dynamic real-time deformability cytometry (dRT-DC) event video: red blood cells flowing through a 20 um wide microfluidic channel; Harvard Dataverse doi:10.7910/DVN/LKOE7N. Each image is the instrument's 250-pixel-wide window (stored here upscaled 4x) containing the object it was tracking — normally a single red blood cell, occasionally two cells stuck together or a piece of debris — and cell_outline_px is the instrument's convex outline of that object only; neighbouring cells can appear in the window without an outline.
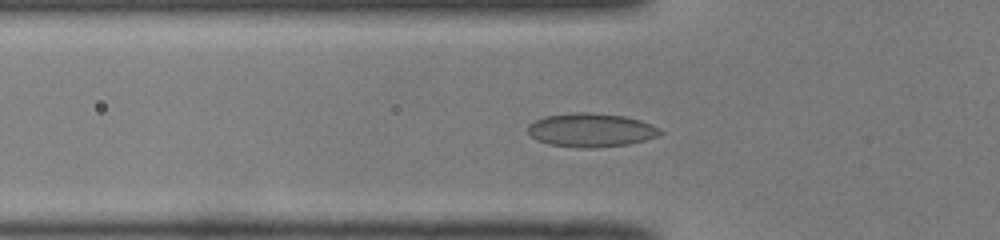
{"species": "common noctule bat (a hibernating species)", "species_latin": "Nyctalus noctula", "temperature_condition": "room temperature", "stored_images_in_passage": 32, "camera_frame_rate_fps": 3000, "um_per_image_px": 0.085, "animal": {"sex": "male", "body_mass_g": 19.0, "forearm_length_mm": 50.8}, "frame": {"image": 1, "passage_image": 2, "time_ms": 0.333, "image_size_px": [1000, 240], "cell_outline_px": [[664, 132], [660, 136], [628, 144], [588, 148], [580, 148], [548, 144], [536, 140], [528, 132], [528, 124], [544, 116], [576, 112], [588, 112], [624, 116], [640, 120], [652, 124], [660, 128]], "centroid_in_image_um": [50.25, 11.05], "position_along_channel_um": 75.5, "area_um2": 26.07}}
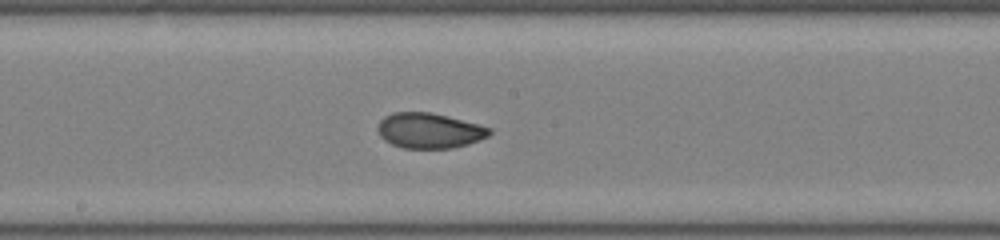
{"frame": {"image": 2, "passage_image": 12, "time_ms": 3.667, "image_size_px": [1000, 240], "cell_outline_px": [[492, 132], [488, 136], [468, 144], [452, 148], [404, 148], [392, 144], [384, 140], [380, 136], [376, 128], [380, 120], [384, 116], [392, 112], [428, 112], [448, 116], [492, 128]], "centroid_in_image_um": [36.47, 11.1], "position_along_channel_um": 211.7, "area_um2": 23.0}}
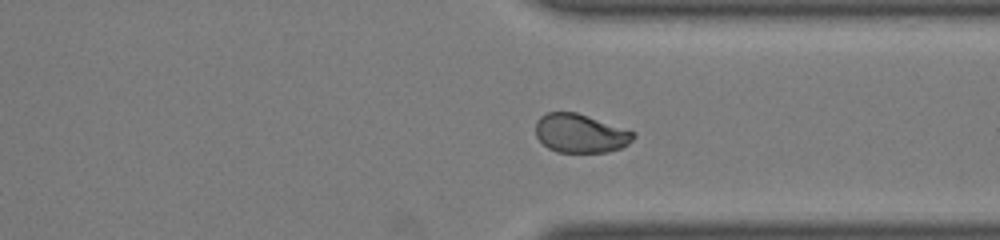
{"frame": {"image": 3, "passage_image": 23, "time_ms": 7.333, "image_size_px": [1000, 240], "cell_outline_px": [[636, 136], [628, 144], [620, 148], [608, 152], [556, 152], [548, 148], [536, 136], [536, 120], [540, 116], [548, 112], [576, 112], [636, 132]], "centroid_in_image_um": [49.33, 11.33], "position_along_channel_um": 362.1, "area_um2": 22.08}}